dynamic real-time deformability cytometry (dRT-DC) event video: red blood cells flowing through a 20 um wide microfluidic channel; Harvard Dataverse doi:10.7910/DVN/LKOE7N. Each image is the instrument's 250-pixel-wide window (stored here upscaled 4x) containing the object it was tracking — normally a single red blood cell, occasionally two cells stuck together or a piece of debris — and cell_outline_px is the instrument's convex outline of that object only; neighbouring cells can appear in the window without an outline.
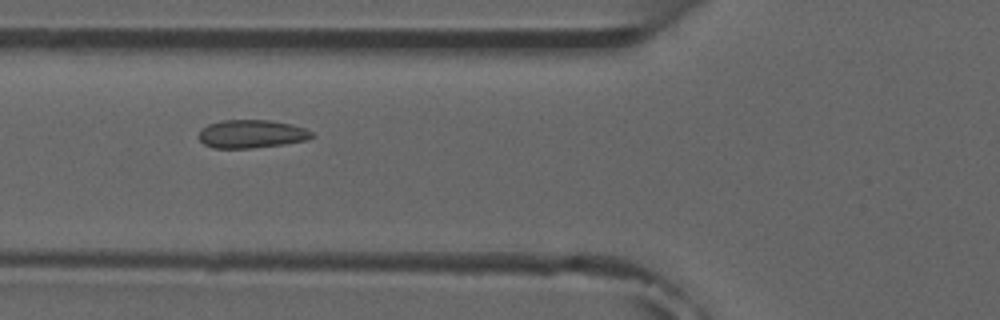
{"species": "common noctule bat (a hibernating species)", "species_latin": "Nyctalus noctula", "temperature_condition": "room temperature", "stored_images_in_passage": 6, "camera_frame_rate_fps": 3000, "um_per_image_px": 0.085, "animal": {"sex": "male", "forearm_length_mm": 52.5}, "frame": {"image": 1, "passage_image": 3, "time_ms": 2.0, "image_size_px": [1000, 320], "cell_outline_px": [[316, 136], [304, 140], [284, 144], [252, 148], [212, 148], [204, 144], [196, 136], [200, 128], [208, 124], [220, 120], [268, 120], [292, 124], [304, 128], [312, 132]], "centroid_in_image_um": [21.32, 11.38], "position_along_channel_um": 104.5, "area_um2": 18.79}}
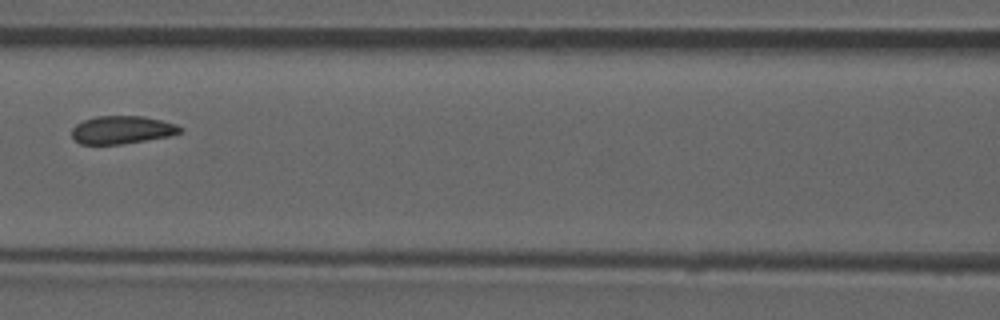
{"frame": {"image": 2, "passage_image": 4, "time_ms": 3.333, "image_size_px": [1000, 320], "cell_outline_px": [[184, 128], [180, 132], [168, 136], [120, 144], [80, 144], [72, 136], [72, 128], [76, 124], [84, 120], [96, 116], [144, 116], [176, 124]], "centroid_in_image_um": [10.35, 11.03], "position_along_channel_um": 156.2, "area_um2": 17.46}}